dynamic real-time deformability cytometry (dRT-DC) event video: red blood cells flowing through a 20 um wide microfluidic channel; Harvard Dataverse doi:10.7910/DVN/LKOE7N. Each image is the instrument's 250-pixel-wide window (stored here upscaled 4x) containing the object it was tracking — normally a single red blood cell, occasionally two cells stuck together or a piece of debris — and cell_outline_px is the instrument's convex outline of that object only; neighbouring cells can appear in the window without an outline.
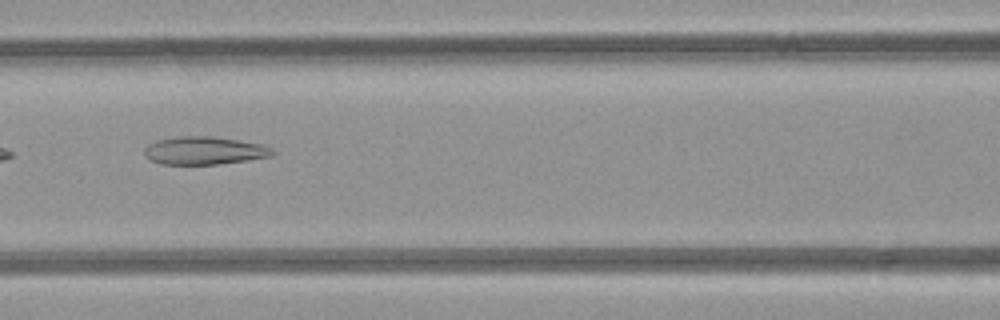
{"species": "common noctule bat (a hibernating species)", "species_latin": "Nyctalus noctula", "temperature_condition": "room temperature", "stored_images_in_passage": 7, "camera_frame_rate_fps": 3000, "um_per_image_px": 0.085, "animal": {"sex": "female", "body_mass_g": 21.9}, "frame": {"image": 1, "passage_image": 7, "time_ms": 7.667, "image_size_px": [1000, 320], "cell_outline_px": [[276, 152], [272, 156], [248, 160], [216, 164], [164, 164], [152, 160], [144, 156], [144, 148], [148, 144], [156, 140], [180, 136], [212, 136], [240, 140], [264, 144], [272, 148]], "centroid_in_image_um": [17.4, 12.79], "position_along_channel_um": 149.2, "area_um2": 20.98}}